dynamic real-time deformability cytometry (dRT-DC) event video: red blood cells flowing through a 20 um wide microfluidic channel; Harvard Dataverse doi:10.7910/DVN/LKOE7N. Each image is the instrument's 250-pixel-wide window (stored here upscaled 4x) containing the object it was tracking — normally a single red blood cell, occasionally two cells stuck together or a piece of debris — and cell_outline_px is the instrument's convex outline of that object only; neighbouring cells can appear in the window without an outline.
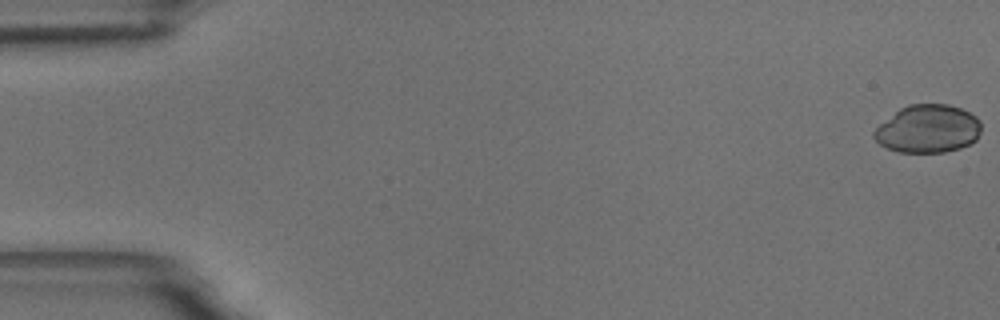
{"species": "common noctule bat (a hibernating species)", "species_latin": "Nyctalus noctula", "temperature_condition": "room temperature", "stored_images_in_passage": 58, "camera_frame_rate_fps": 3000, "um_per_image_px": 0.085, "animal": {"sex": "male", "body_mass_g": 18.8}, "frame": {"image": 1, "passage_image": 1, "time_ms": 0.0, "image_size_px": [1000, 320], "cell_outline_px": [[980, 132], [976, 140], [960, 148], [944, 152], [900, 152], [888, 148], [880, 144], [872, 136], [872, 132], [880, 124], [900, 108], [908, 104], [948, 104], [960, 108], [976, 116], [980, 120]], "centroid_in_image_um": [78.87, 10.95], "position_along_channel_um": 6.1, "area_um2": 29.88}}
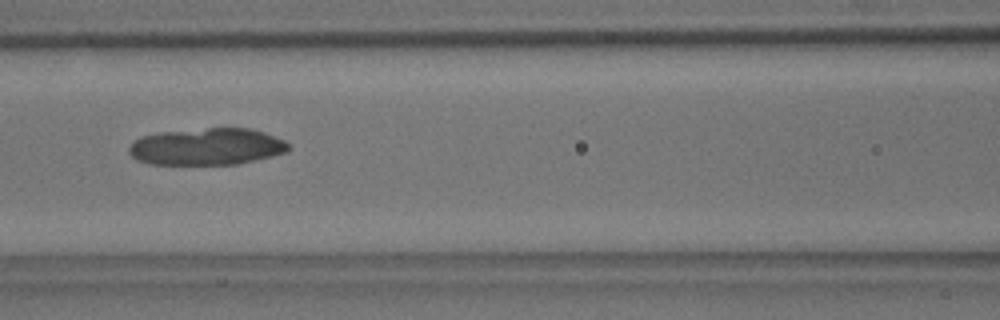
{"frame": {"image": 2, "passage_image": 26, "time_ms": 8.333, "image_size_px": [1000, 320], "cell_outline_px": [[292, 148], [288, 152], [272, 156], [236, 164], [148, 164], [136, 160], [128, 152], [128, 148], [140, 136], [160, 132], [208, 128], [252, 128], [264, 132], [284, 140]], "centroid_in_image_um": [17.59, 12.46], "position_along_channel_um": 149.0, "area_um2": 34.39}}
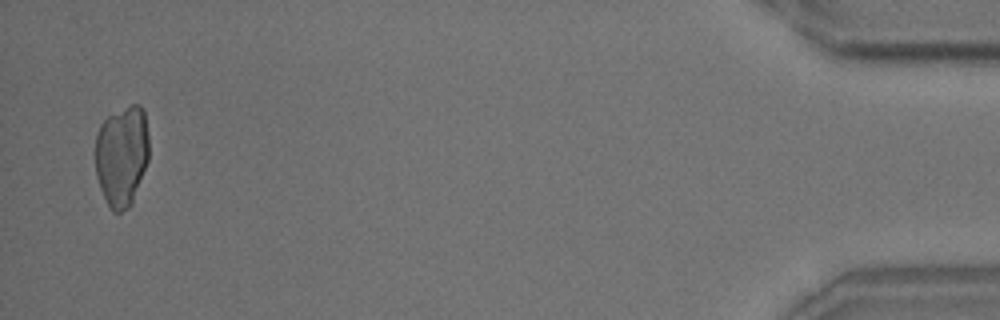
{"frame": {"image": 3, "passage_image": 57, "time_ms": 18.667, "image_size_px": [1000, 320], "cell_outline_px": [[148, 160], [132, 204], [128, 208], [120, 212], [112, 212], [100, 188], [96, 176], [96, 132], [100, 124], [108, 116], [132, 104], [140, 104], [144, 108], [148, 136]], "centroid_in_image_um": [10.36, 13.23], "position_along_channel_um": 424.8, "area_um2": 31.67}}